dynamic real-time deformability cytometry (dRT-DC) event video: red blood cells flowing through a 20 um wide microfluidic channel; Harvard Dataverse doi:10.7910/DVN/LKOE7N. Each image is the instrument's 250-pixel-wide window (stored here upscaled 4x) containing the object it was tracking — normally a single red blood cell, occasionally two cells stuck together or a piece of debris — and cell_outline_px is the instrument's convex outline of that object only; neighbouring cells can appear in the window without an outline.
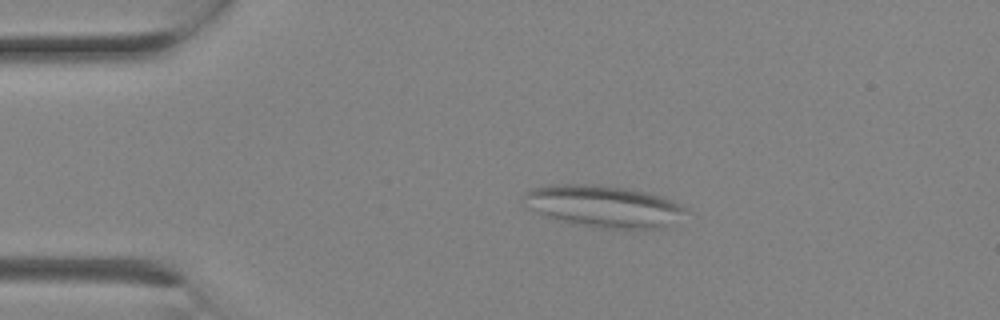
{"species": "Egyptian fruit bat (a non-hibernating species)", "species_latin": "Rousettus aegyptiacus", "temperature_condition": "room temperature", "stored_images_in_passage": 2, "camera_frame_rate_fps": 3000, "um_per_image_px": 0.085, "animal": {"sex": "female"}, "frame": {"image": 1, "passage_image": 1, "time_ms": 0.0, "image_size_px": [1000, 320], "cell_outline_px": [[688, 212], [664, 228], [604, 228], [556, 220], [524, 204], [524, 192], [532, 188], [548, 184], [592, 184], [628, 188], [648, 192], [672, 200], [688, 208]], "centroid_in_image_um": [51.34, 17.51], "position_along_channel_um": 33.7, "area_um2": 39.3}}